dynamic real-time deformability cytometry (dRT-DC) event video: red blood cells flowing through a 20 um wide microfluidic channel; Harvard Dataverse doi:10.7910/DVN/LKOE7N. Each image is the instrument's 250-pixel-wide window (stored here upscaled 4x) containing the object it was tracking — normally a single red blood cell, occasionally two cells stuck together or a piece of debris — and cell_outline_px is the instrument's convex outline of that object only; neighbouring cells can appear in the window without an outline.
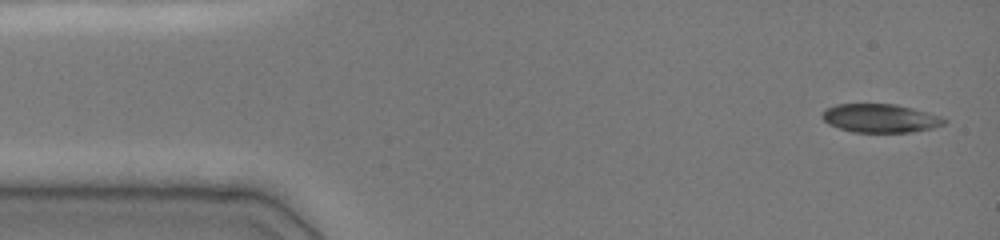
{"species": "common noctule bat (a hibernating species)", "species_latin": "Nyctalus noctula", "temperature_condition": "cold", "stored_images_in_passage": 23, "camera_frame_rate_fps": 3000, "um_per_image_px": 0.085, "animal": {"sex": "female", "body_mass_g": 19.0, "forearm_length_mm": 51.5}, "frame": {"image": 1, "passage_image": 1, "time_ms": 0.0, "image_size_px": [1000, 240], "cell_outline_px": [[948, 120], [944, 124], [932, 128], [912, 132], [852, 132], [828, 124], [820, 116], [824, 108], [836, 104], [896, 104], [912, 108], [940, 116]], "centroid_in_image_um": [74.79, 10.04], "position_along_channel_um": 10.2, "area_um2": 20.35}}
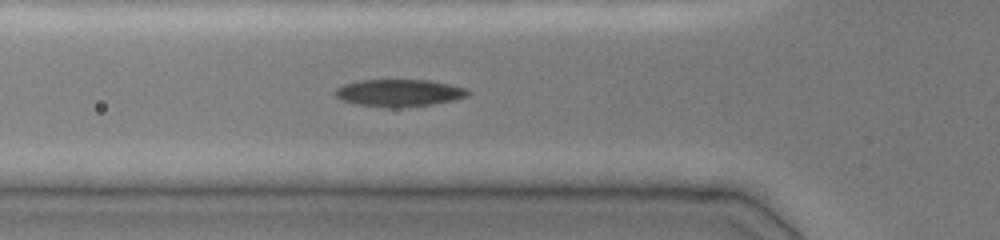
{"frame": {"image": 2, "passage_image": 11, "time_ms": 4.667, "image_size_px": [1000, 240], "cell_outline_px": [[472, 92], [468, 96], [452, 100], [432, 104], [396, 108], [392, 108], [356, 104], [344, 100], [336, 96], [332, 92], [336, 88], [344, 84], [360, 80], [428, 80], [468, 88]], "centroid_in_image_um": [33.93, 7.89], "position_along_channel_um": 91.9, "area_um2": 21.04}}
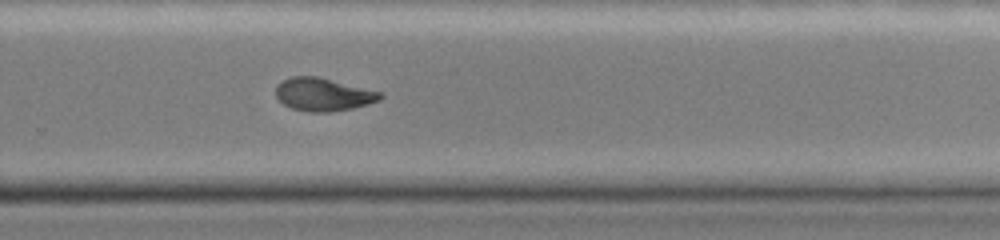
{"frame": {"image": 3, "passage_image": 23, "time_ms": 10.0, "image_size_px": [1000, 240], "cell_outline_px": [[384, 96], [380, 100], [368, 104], [352, 108], [328, 112], [312, 112], [292, 108], [284, 104], [276, 96], [276, 84], [292, 76], [316, 76], [384, 92]], "centroid_in_image_um": [27.51, 8.02], "position_along_channel_um": 302.3, "area_um2": 20.06}}